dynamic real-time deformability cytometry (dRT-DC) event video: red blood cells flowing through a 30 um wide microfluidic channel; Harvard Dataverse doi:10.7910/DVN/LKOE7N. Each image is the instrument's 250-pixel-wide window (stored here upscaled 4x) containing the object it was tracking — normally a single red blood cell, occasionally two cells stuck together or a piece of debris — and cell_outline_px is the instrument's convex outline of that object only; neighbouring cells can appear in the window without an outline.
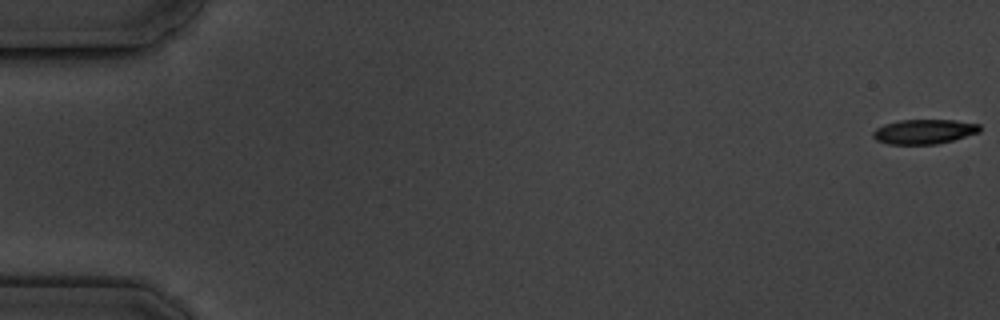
{"species": "common noctule bat (a hibernating species)", "species_latin": "Nyctalus noctula", "temperature_condition": "cold", "stored_images_in_passage": 6, "camera_frame_rate_fps": 3000, "um_per_image_px": 0.085, "animal": {"sex": "male", "body_mass_g": 19.5, "forearm_length_mm": 54.6}, "frame": {"image": 1, "passage_image": 1, "time_ms": 0.0, "image_size_px": [1000, 320], "cell_outline_px": [[980, 132], [952, 140], [936, 144], [888, 144], [876, 140], [872, 136], [872, 132], [876, 128], [884, 124], [900, 120], [956, 120], [980, 124]], "centroid_in_image_um": [78.53, 11.18], "position_along_channel_um": 6.5, "area_um2": 15.32}}